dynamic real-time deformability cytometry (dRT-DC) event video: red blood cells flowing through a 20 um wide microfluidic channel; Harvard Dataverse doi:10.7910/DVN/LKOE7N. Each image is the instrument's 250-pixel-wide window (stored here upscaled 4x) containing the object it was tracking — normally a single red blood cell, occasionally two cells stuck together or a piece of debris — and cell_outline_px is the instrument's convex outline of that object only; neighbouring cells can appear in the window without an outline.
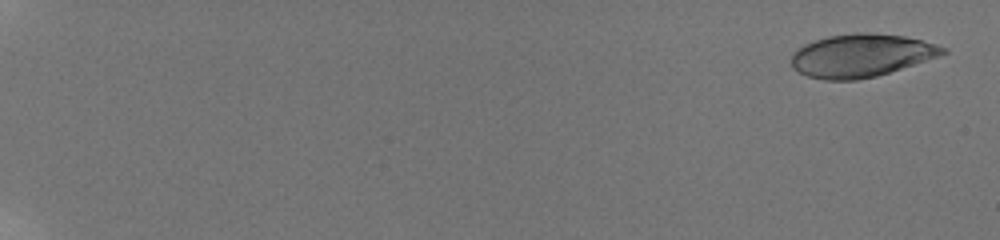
{"species": "human", "species_latin": "Homo sapiens", "temperature_condition": "room temperature", "stored_images_in_passage": 41, "camera_frame_rate_fps": 3000, "um_per_image_px": 0.085, "donor": {"sex": "male"}, "frame": {"image": 1, "passage_image": 4, "time_ms": 0.667, "image_size_px": [1000, 240], "cell_outline_px": [[948, 52], [876, 76], [856, 80], [824, 80], [808, 76], [792, 68], [792, 52], [796, 48], [804, 44], [828, 36], [860, 32], [868, 32], [904, 36], [936, 44], [948, 48]], "centroid_in_image_um": [73.15, 4.71], "position_along_channel_um": 11.8, "area_um2": 37.57}}
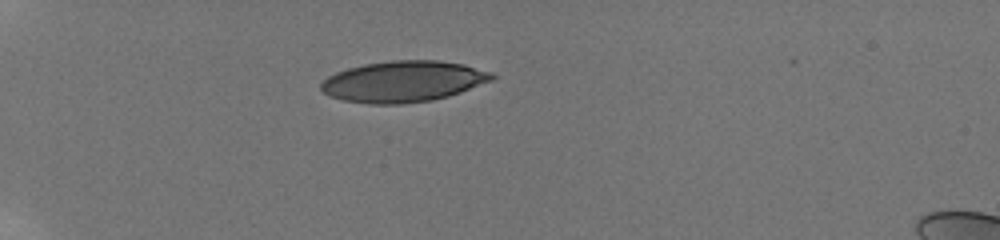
{"frame": {"image": 2, "passage_image": 29, "time_ms": 6.667, "image_size_px": [1000, 240], "cell_outline_px": [[496, 76], [492, 80], [460, 92], [448, 96], [432, 100], [400, 104], [368, 104], [344, 100], [328, 96], [320, 88], [320, 84], [328, 76], [336, 72], [348, 68], [364, 64], [392, 60], [440, 60], [464, 64], [492, 72]], "centroid_in_image_um": [34.27, 6.92], "position_along_channel_um": 50.7, "area_um2": 40.98}}
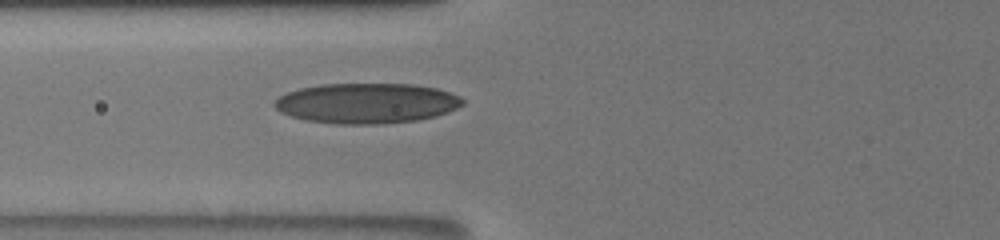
{"frame": {"image": 3, "passage_image": 39, "time_ms": 9.0, "image_size_px": [1000, 240], "cell_outline_px": [[464, 104], [448, 112], [436, 116], [420, 120], [376, 124], [336, 124], [304, 120], [280, 112], [272, 104], [280, 96], [288, 92], [300, 88], [324, 84], [412, 84], [436, 88], [460, 96], [464, 100]], "centroid_in_image_um": [31.17, 8.78], "position_along_channel_um": 94.6, "area_um2": 44.16}}